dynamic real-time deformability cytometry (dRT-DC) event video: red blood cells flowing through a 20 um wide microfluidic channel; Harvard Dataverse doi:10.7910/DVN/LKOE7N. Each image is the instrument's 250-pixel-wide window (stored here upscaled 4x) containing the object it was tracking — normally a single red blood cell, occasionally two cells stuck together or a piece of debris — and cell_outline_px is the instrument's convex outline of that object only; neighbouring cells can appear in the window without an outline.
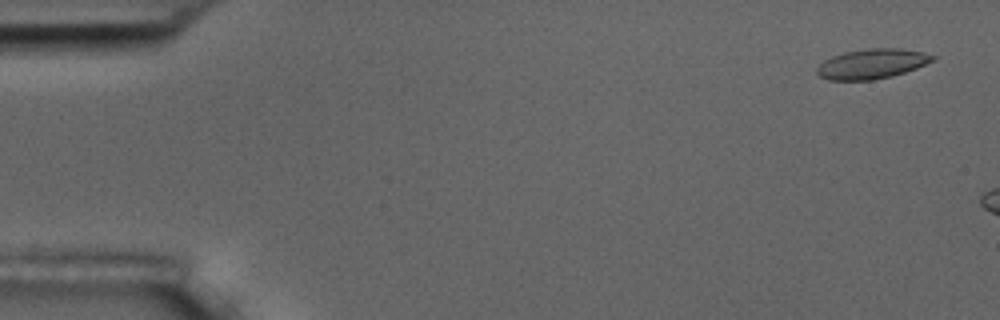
{"species": "common noctule bat (a hibernating species)", "species_latin": "Nyctalus noctula", "temperature_condition": "room temperature", "stored_images_in_passage": 3, "camera_frame_rate_fps": 3000, "um_per_image_px": 0.085, "animal": {"sex": "male", "body_mass_g": 17.5, "forearm_length_mm": 52.3}, "frame": {"image": 1, "passage_image": 1, "time_ms": 0.0, "image_size_px": [1000, 320], "cell_outline_px": [[936, 60], [916, 68], [892, 76], [872, 80], [828, 80], [820, 76], [816, 72], [816, 68], [824, 60], [832, 56], [844, 52], [868, 48], [900, 48], [924, 52], [936, 56]], "centroid_in_image_um": [74.13, 5.42], "position_along_channel_um": 10.9, "area_um2": 20.23}}